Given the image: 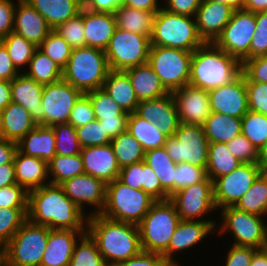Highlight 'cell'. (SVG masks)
I'll use <instances>...</instances> for the list:
<instances>
[{
	"label": "cell",
	"mask_w": 267,
	"mask_h": 266,
	"mask_svg": "<svg viewBox=\"0 0 267 266\" xmlns=\"http://www.w3.org/2000/svg\"><path fill=\"white\" fill-rule=\"evenodd\" d=\"M87 214L60 185L48 184L28 191L27 219L50 229L86 230Z\"/></svg>",
	"instance_id": "cell-1"
},
{
	"label": "cell",
	"mask_w": 267,
	"mask_h": 266,
	"mask_svg": "<svg viewBox=\"0 0 267 266\" xmlns=\"http://www.w3.org/2000/svg\"><path fill=\"white\" fill-rule=\"evenodd\" d=\"M86 232L108 266H116L142 251L138 225L96 214L88 216Z\"/></svg>",
	"instance_id": "cell-2"
},
{
	"label": "cell",
	"mask_w": 267,
	"mask_h": 266,
	"mask_svg": "<svg viewBox=\"0 0 267 266\" xmlns=\"http://www.w3.org/2000/svg\"><path fill=\"white\" fill-rule=\"evenodd\" d=\"M242 72V64L215 43L205 42L192 54L189 85L211 90L229 84Z\"/></svg>",
	"instance_id": "cell-3"
},
{
	"label": "cell",
	"mask_w": 267,
	"mask_h": 266,
	"mask_svg": "<svg viewBox=\"0 0 267 266\" xmlns=\"http://www.w3.org/2000/svg\"><path fill=\"white\" fill-rule=\"evenodd\" d=\"M180 221L170 199L156 200L138 224L142 251L161 254L168 261V244Z\"/></svg>",
	"instance_id": "cell-4"
},
{
	"label": "cell",
	"mask_w": 267,
	"mask_h": 266,
	"mask_svg": "<svg viewBox=\"0 0 267 266\" xmlns=\"http://www.w3.org/2000/svg\"><path fill=\"white\" fill-rule=\"evenodd\" d=\"M151 46H164L194 52L205 42L200 37L195 17L171 13L164 8L155 14Z\"/></svg>",
	"instance_id": "cell-5"
},
{
	"label": "cell",
	"mask_w": 267,
	"mask_h": 266,
	"mask_svg": "<svg viewBox=\"0 0 267 266\" xmlns=\"http://www.w3.org/2000/svg\"><path fill=\"white\" fill-rule=\"evenodd\" d=\"M109 71L105 51L85 46L72 49L62 79L86 93L102 88Z\"/></svg>",
	"instance_id": "cell-6"
},
{
	"label": "cell",
	"mask_w": 267,
	"mask_h": 266,
	"mask_svg": "<svg viewBox=\"0 0 267 266\" xmlns=\"http://www.w3.org/2000/svg\"><path fill=\"white\" fill-rule=\"evenodd\" d=\"M156 200L142 189H133L118 178L106 185V202L101 215L138 225Z\"/></svg>",
	"instance_id": "cell-7"
},
{
	"label": "cell",
	"mask_w": 267,
	"mask_h": 266,
	"mask_svg": "<svg viewBox=\"0 0 267 266\" xmlns=\"http://www.w3.org/2000/svg\"><path fill=\"white\" fill-rule=\"evenodd\" d=\"M49 231L27 219L5 245L6 266H40Z\"/></svg>",
	"instance_id": "cell-8"
},
{
	"label": "cell",
	"mask_w": 267,
	"mask_h": 266,
	"mask_svg": "<svg viewBox=\"0 0 267 266\" xmlns=\"http://www.w3.org/2000/svg\"><path fill=\"white\" fill-rule=\"evenodd\" d=\"M220 215L223 222L220 229L216 228L218 235L229 231L233 235L234 245L256 249L267 247V222L263 216L247 213L235 206L222 208Z\"/></svg>",
	"instance_id": "cell-9"
},
{
	"label": "cell",
	"mask_w": 267,
	"mask_h": 266,
	"mask_svg": "<svg viewBox=\"0 0 267 266\" xmlns=\"http://www.w3.org/2000/svg\"><path fill=\"white\" fill-rule=\"evenodd\" d=\"M193 52L164 46H151L148 64L169 93L189 84Z\"/></svg>",
	"instance_id": "cell-10"
},
{
	"label": "cell",
	"mask_w": 267,
	"mask_h": 266,
	"mask_svg": "<svg viewBox=\"0 0 267 266\" xmlns=\"http://www.w3.org/2000/svg\"><path fill=\"white\" fill-rule=\"evenodd\" d=\"M164 148L174 163H189L207 168L209 142L202 125L180 123L174 136L167 137Z\"/></svg>",
	"instance_id": "cell-11"
},
{
	"label": "cell",
	"mask_w": 267,
	"mask_h": 266,
	"mask_svg": "<svg viewBox=\"0 0 267 266\" xmlns=\"http://www.w3.org/2000/svg\"><path fill=\"white\" fill-rule=\"evenodd\" d=\"M150 48L149 36L116 28L105 50L109 69L124 71L148 63Z\"/></svg>",
	"instance_id": "cell-12"
},
{
	"label": "cell",
	"mask_w": 267,
	"mask_h": 266,
	"mask_svg": "<svg viewBox=\"0 0 267 266\" xmlns=\"http://www.w3.org/2000/svg\"><path fill=\"white\" fill-rule=\"evenodd\" d=\"M255 27V13L245 9L233 11L229 23L214 43L242 64L250 59V44Z\"/></svg>",
	"instance_id": "cell-13"
},
{
	"label": "cell",
	"mask_w": 267,
	"mask_h": 266,
	"mask_svg": "<svg viewBox=\"0 0 267 266\" xmlns=\"http://www.w3.org/2000/svg\"><path fill=\"white\" fill-rule=\"evenodd\" d=\"M170 200L174 203L181 220L216 221L207 220L204 217L217 210L214 202L213 181L209 178L181 189L174 193Z\"/></svg>",
	"instance_id": "cell-14"
},
{
	"label": "cell",
	"mask_w": 267,
	"mask_h": 266,
	"mask_svg": "<svg viewBox=\"0 0 267 266\" xmlns=\"http://www.w3.org/2000/svg\"><path fill=\"white\" fill-rule=\"evenodd\" d=\"M262 173L258 164L241 163L231 173L213 181L214 202L217 210L235 206Z\"/></svg>",
	"instance_id": "cell-15"
},
{
	"label": "cell",
	"mask_w": 267,
	"mask_h": 266,
	"mask_svg": "<svg viewBox=\"0 0 267 266\" xmlns=\"http://www.w3.org/2000/svg\"><path fill=\"white\" fill-rule=\"evenodd\" d=\"M83 93L61 79L44 85L41 103L44 110V126L68 123L75 102Z\"/></svg>",
	"instance_id": "cell-16"
},
{
	"label": "cell",
	"mask_w": 267,
	"mask_h": 266,
	"mask_svg": "<svg viewBox=\"0 0 267 266\" xmlns=\"http://www.w3.org/2000/svg\"><path fill=\"white\" fill-rule=\"evenodd\" d=\"M106 185L100 179L89 174L75 176L60 186L65 194L84 212V204L96 207L87 216L101 214L106 202Z\"/></svg>",
	"instance_id": "cell-17"
},
{
	"label": "cell",
	"mask_w": 267,
	"mask_h": 266,
	"mask_svg": "<svg viewBox=\"0 0 267 266\" xmlns=\"http://www.w3.org/2000/svg\"><path fill=\"white\" fill-rule=\"evenodd\" d=\"M211 112L243 118L249 111L244 74L229 84L208 91Z\"/></svg>",
	"instance_id": "cell-18"
},
{
	"label": "cell",
	"mask_w": 267,
	"mask_h": 266,
	"mask_svg": "<svg viewBox=\"0 0 267 266\" xmlns=\"http://www.w3.org/2000/svg\"><path fill=\"white\" fill-rule=\"evenodd\" d=\"M180 123L203 125L211 115L207 90L185 85L172 93Z\"/></svg>",
	"instance_id": "cell-19"
},
{
	"label": "cell",
	"mask_w": 267,
	"mask_h": 266,
	"mask_svg": "<svg viewBox=\"0 0 267 266\" xmlns=\"http://www.w3.org/2000/svg\"><path fill=\"white\" fill-rule=\"evenodd\" d=\"M135 113L146 121L153 122L167 137L174 136L180 125L172 93L156 99L139 101Z\"/></svg>",
	"instance_id": "cell-20"
},
{
	"label": "cell",
	"mask_w": 267,
	"mask_h": 266,
	"mask_svg": "<svg viewBox=\"0 0 267 266\" xmlns=\"http://www.w3.org/2000/svg\"><path fill=\"white\" fill-rule=\"evenodd\" d=\"M216 223V221L181 220L168 244V262L172 266H181L174 258L175 254L193 248L211 232L215 233L218 226Z\"/></svg>",
	"instance_id": "cell-21"
},
{
	"label": "cell",
	"mask_w": 267,
	"mask_h": 266,
	"mask_svg": "<svg viewBox=\"0 0 267 266\" xmlns=\"http://www.w3.org/2000/svg\"><path fill=\"white\" fill-rule=\"evenodd\" d=\"M80 155L85 174L100 179L105 184L111 183L119 177L121 168L117 163L111 144L82 148Z\"/></svg>",
	"instance_id": "cell-22"
},
{
	"label": "cell",
	"mask_w": 267,
	"mask_h": 266,
	"mask_svg": "<svg viewBox=\"0 0 267 266\" xmlns=\"http://www.w3.org/2000/svg\"><path fill=\"white\" fill-rule=\"evenodd\" d=\"M233 10L227 4L202 0L195 20L204 42L214 43L229 23Z\"/></svg>",
	"instance_id": "cell-23"
},
{
	"label": "cell",
	"mask_w": 267,
	"mask_h": 266,
	"mask_svg": "<svg viewBox=\"0 0 267 266\" xmlns=\"http://www.w3.org/2000/svg\"><path fill=\"white\" fill-rule=\"evenodd\" d=\"M53 29L26 0H17L13 32L39 47Z\"/></svg>",
	"instance_id": "cell-24"
},
{
	"label": "cell",
	"mask_w": 267,
	"mask_h": 266,
	"mask_svg": "<svg viewBox=\"0 0 267 266\" xmlns=\"http://www.w3.org/2000/svg\"><path fill=\"white\" fill-rule=\"evenodd\" d=\"M44 85L27 77L23 72L11 81V102L24 107L37 125L44 126V110L41 103Z\"/></svg>",
	"instance_id": "cell-25"
},
{
	"label": "cell",
	"mask_w": 267,
	"mask_h": 266,
	"mask_svg": "<svg viewBox=\"0 0 267 266\" xmlns=\"http://www.w3.org/2000/svg\"><path fill=\"white\" fill-rule=\"evenodd\" d=\"M86 230L50 229L40 266H69L73 249Z\"/></svg>",
	"instance_id": "cell-26"
},
{
	"label": "cell",
	"mask_w": 267,
	"mask_h": 266,
	"mask_svg": "<svg viewBox=\"0 0 267 266\" xmlns=\"http://www.w3.org/2000/svg\"><path fill=\"white\" fill-rule=\"evenodd\" d=\"M86 46L106 50L116 29L113 13L93 12L83 7Z\"/></svg>",
	"instance_id": "cell-27"
},
{
	"label": "cell",
	"mask_w": 267,
	"mask_h": 266,
	"mask_svg": "<svg viewBox=\"0 0 267 266\" xmlns=\"http://www.w3.org/2000/svg\"><path fill=\"white\" fill-rule=\"evenodd\" d=\"M14 165L16 182L27 191L50 184L48 163L42 159L27 156L17 150Z\"/></svg>",
	"instance_id": "cell-28"
},
{
	"label": "cell",
	"mask_w": 267,
	"mask_h": 266,
	"mask_svg": "<svg viewBox=\"0 0 267 266\" xmlns=\"http://www.w3.org/2000/svg\"><path fill=\"white\" fill-rule=\"evenodd\" d=\"M18 150L49 163L56 155V138L52 127L37 125L18 143Z\"/></svg>",
	"instance_id": "cell-29"
},
{
	"label": "cell",
	"mask_w": 267,
	"mask_h": 266,
	"mask_svg": "<svg viewBox=\"0 0 267 266\" xmlns=\"http://www.w3.org/2000/svg\"><path fill=\"white\" fill-rule=\"evenodd\" d=\"M37 126L31 114L19 104L11 102L1 112L0 137L19 142Z\"/></svg>",
	"instance_id": "cell-30"
},
{
	"label": "cell",
	"mask_w": 267,
	"mask_h": 266,
	"mask_svg": "<svg viewBox=\"0 0 267 266\" xmlns=\"http://www.w3.org/2000/svg\"><path fill=\"white\" fill-rule=\"evenodd\" d=\"M124 72L128 75L139 101L156 99L169 94L148 63L128 68Z\"/></svg>",
	"instance_id": "cell-31"
},
{
	"label": "cell",
	"mask_w": 267,
	"mask_h": 266,
	"mask_svg": "<svg viewBox=\"0 0 267 266\" xmlns=\"http://www.w3.org/2000/svg\"><path fill=\"white\" fill-rule=\"evenodd\" d=\"M54 30L60 24L76 17L83 8V0H26Z\"/></svg>",
	"instance_id": "cell-32"
},
{
	"label": "cell",
	"mask_w": 267,
	"mask_h": 266,
	"mask_svg": "<svg viewBox=\"0 0 267 266\" xmlns=\"http://www.w3.org/2000/svg\"><path fill=\"white\" fill-rule=\"evenodd\" d=\"M102 88L125 112L130 114L136 111L139 100L124 71L110 70Z\"/></svg>",
	"instance_id": "cell-33"
},
{
	"label": "cell",
	"mask_w": 267,
	"mask_h": 266,
	"mask_svg": "<svg viewBox=\"0 0 267 266\" xmlns=\"http://www.w3.org/2000/svg\"><path fill=\"white\" fill-rule=\"evenodd\" d=\"M157 12L135 9L122 4L114 13L116 28L151 37Z\"/></svg>",
	"instance_id": "cell-34"
},
{
	"label": "cell",
	"mask_w": 267,
	"mask_h": 266,
	"mask_svg": "<svg viewBox=\"0 0 267 266\" xmlns=\"http://www.w3.org/2000/svg\"><path fill=\"white\" fill-rule=\"evenodd\" d=\"M202 126L209 143H228L241 134L242 120L241 118L211 112Z\"/></svg>",
	"instance_id": "cell-35"
},
{
	"label": "cell",
	"mask_w": 267,
	"mask_h": 266,
	"mask_svg": "<svg viewBox=\"0 0 267 266\" xmlns=\"http://www.w3.org/2000/svg\"><path fill=\"white\" fill-rule=\"evenodd\" d=\"M144 161L159 178L162 189L171 197L175 193V168L164 147L145 152Z\"/></svg>",
	"instance_id": "cell-36"
},
{
	"label": "cell",
	"mask_w": 267,
	"mask_h": 266,
	"mask_svg": "<svg viewBox=\"0 0 267 266\" xmlns=\"http://www.w3.org/2000/svg\"><path fill=\"white\" fill-rule=\"evenodd\" d=\"M127 132L130 133L146 151L164 147L165 136L153 122H148L135 112L129 114Z\"/></svg>",
	"instance_id": "cell-37"
},
{
	"label": "cell",
	"mask_w": 267,
	"mask_h": 266,
	"mask_svg": "<svg viewBox=\"0 0 267 266\" xmlns=\"http://www.w3.org/2000/svg\"><path fill=\"white\" fill-rule=\"evenodd\" d=\"M241 163L230 153L226 143H209L207 176L214 181L216 178L234 171Z\"/></svg>",
	"instance_id": "cell-38"
},
{
	"label": "cell",
	"mask_w": 267,
	"mask_h": 266,
	"mask_svg": "<svg viewBox=\"0 0 267 266\" xmlns=\"http://www.w3.org/2000/svg\"><path fill=\"white\" fill-rule=\"evenodd\" d=\"M24 74L42 85L53 84L62 79V69L37 48Z\"/></svg>",
	"instance_id": "cell-39"
},
{
	"label": "cell",
	"mask_w": 267,
	"mask_h": 266,
	"mask_svg": "<svg viewBox=\"0 0 267 266\" xmlns=\"http://www.w3.org/2000/svg\"><path fill=\"white\" fill-rule=\"evenodd\" d=\"M239 210L267 217V173L262 172L235 204Z\"/></svg>",
	"instance_id": "cell-40"
},
{
	"label": "cell",
	"mask_w": 267,
	"mask_h": 266,
	"mask_svg": "<svg viewBox=\"0 0 267 266\" xmlns=\"http://www.w3.org/2000/svg\"><path fill=\"white\" fill-rule=\"evenodd\" d=\"M48 169L49 182L53 185H61L66 180L85 173L80 154L71 156L56 154L48 163Z\"/></svg>",
	"instance_id": "cell-41"
},
{
	"label": "cell",
	"mask_w": 267,
	"mask_h": 266,
	"mask_svg": "<svg viewBox=\"0 0 267 266\" xmlns=\"http://www.w3.org/2000/svg\"><path fill=\"white\" fill-rule=\"evenodd\" d=\"M110 144L120 168L144 160L145 150L127 131L112 139Z\"/></svg>",
	"instance_id": "cell-42"
},
{
	"label": "cell",
	"mask_w": 267,
	"mask_h": 266,
	"mask_svg": "<svg viewBox=\"0 0 267 266\" xmlns=\"http://www.w3.org/2000/svg\"><path fill=\"white\" fill-rule=\"evenodd\" d=\"M0 42L5 46L16 69L22 73L26 66L29 65L35 50L38 48L33 43L26 40L23 36L11 32Z\"/></svg>",
	"instance_id": "cell-43"
},
{
	"label": "cell",
	"mask_w": 267,
	"mask_h": 266,
	"mask_svg": "<svg viewBox=\"0 0 267 266\" xmlns=\"http://www.w3.org/2000/svg\"><path fill=\"white\" fill-rule=\"evenodd\" d=\"M84 94L90 99L95 119H129V113L125 112L103 88Z\"/></svg>",
	"instance_id": "cell-44"
},
{
	"label": "cell",
	"mask_w": 267,
	"mask_h": 266,
	"mask_svg": "<svg viewBox=\"0 0 267 266\" xmlns=\"http://www.w3.org/2000/svg\"><path fill=\"white\" fill-rule=\"evenodd\" d=\"M69 266H108V264L99 252L95 241L86 232L76 242Z\"/></svg>",
	"instance_id": "cell-45"
},
{
	"label": "cell",
	"mask_w": 267,
	"mask_h": 266,
	"mask_svg": "<svg viewBox=\"0 0 267 266\" xmlns=\"http://www.w3.org/2000/svg\"><path fill=\"white\" fill-rule=\"evenodd\" d=\"M241 120V134L259 151L267 140V116L249 110Z\"/></svg>",
	"instance_id": "cell-46"
},
{
	"label": "cell",
	"mask_w": 267,
	"mask_h": 266,
	"mask_svg": "<svg viewBox=\"0 0 267 266\" xmlns=\"http://www.w3.org/2000/svg\"><path fill=\"white\" fill-rule=\"evenodd\" d=\"M62 70L66 67L72 48L62 36L52 30L38 47Z\"/></svg>",
	"instance_id": "cell-47"
},
{
	"label": "cell",
	"mask_w": 267,
	"mask_h": 266,
	"mask_svg": "<svg viewBox=\"0 0 267 266\" xmlns=\"http://www.w3.org/2000/svg\"><path fill=\"white\" fill-rule=\"evenodd\" d=\"M28 208H0V244L6 245L27 220Z\"/></svg>",
	"instance_id": "cell-48"
},
{
	"label": "cell",
	"mask_w": 267,
	"mask_h": 266,
	"mask_svg": "<svg viewBox=\"0 0 267 266\" xmlns=\"http://www.w3.org/2000/svg\"><path fill=\"white\" fill-rule=\"evenodd\" d=\"M56 138V154L71 156L80 154L77 130L69 123L55 124L52 126Z\"/></svg>",
	"instance_id": "cell-49"
},
{
	"label": "cell",
	"mask_w": 267,
	"mask_h": 266,
	"mask_svg": "<svg viewBox=\"0 0 267 266\" xmlns=\"http://www.w3.org/2000/svg\"><path fill=\"white\" fill-rule=\"evenodd\" d=\"M54 31L64 38L72 49L85 47V31L83 23V8L76 17L57 26Z\"/></svg>",
	"instance_id": "cell-50"
},
{
	"label": "cell",
	"mask_w": 267,
	"mask_h": 266,
	"mask_svg": "<svg viewBox=\"0 0 267 266\" xmlns=\"http://www.w3.org/2000/svg\"><path fill=\"white\" fill-rule=\"evenodd\" d=\"M207 178V168L185 162L177 163L175 168V193L185 187L205 181Z\"/></svg>",
	"instance_id": "cell-51"
},
{
	"label": "cell",
	"mask_w": 267,
	"mask_h": 266,
	"mask_svg": "<svg viewBox=\"0 0 267 266\" xmlns=\"http://www.w3.org/2000/svg\"><path fill=\"white\" fill-rule=\"evenodd\" d=\"M78 140L82 148L91 146H102L111 143V139L105 132L99 120L95 119L88 124L76 128Z\"/></svg>",
	"instance_id": "cell-52"
},
{
	"label": "cell",
	"mask_w": 267,
	"mask_h": 266,
	"mask_svg": "<svg viewBox=\"0 0 267 266\" xmlns=\"http://www.w3.org/2000/svg\"><path fill=\"white\" fill-rule=\"evenodd\" d=\"M256 27L250 44V59L267 55V11L255 13Z\"/></svg>",
	"instance_id": "cell-53"
},
{
	"label": "cell",
	"mask_w": 267,
	"mask_h": 266,
	"mask_svg": "<svg viewBox=\"0 0 267 266\" xmlns=\"http://www.w3.org/2000/svg\"><path fill=\"white\" fill-rule=\"evenodd\" d=\"M226 144L230 153H232L240 163H258L259 151L243 134H239Z\"/></svg>",
	"instance_id": "cell-54"
},
{
	"label": "cell",
	"mask_w": 267,
	"mask_h": 266,
	"mask_svg": "<svg viewBox=\"0 0 267 266\" xmlns=\"http://www.w3.org/2000/svg\"><path fill=\"white\" fill-rule=\"evenodd\" d=\"M0 208H28V191L18 184L0 188Z\"/></svg>",
	"instance_id": "cell-55"
},
{
	"label": "cell",
	"mask_w": 267,
	"mask_h": 266,
	"mask_svg": "<svg viewBox=\"0 0 267 266\" xmlns=\"http://www.w3.org/2000/svg\"><path fill=\"white\" fill-rule=\"evenodd\" d=\"M248 108L267 116V83L245 82Z\"/></svg>",
	"instance_id": "cell-56"
},
{
	"label": "cell",
	"mask_w": 267,
	"mask_h": 266,
	"mask_svg": "<svg viewBox=\"0 0 267 266\" xmlns=\"http://www.w3.org/2000/svg\"><path fill=\"white\" fill-rule=\"evenodd\" d=\"M95 120L93 107L90 99L83 93L75 102L70 113L68 123L74 128H79Z\"/></svg>",
	"instance_id": "cell-57"
},
{
	"label": "cell",
	"mask_w": 267,
	"mask_h": 266,
	"mask_svg": "<svg viewBox=\"0 0 267 266\" xmlns=\"http://www.w3.org/2000/svg\"><path fill=\"white\" fill-rule=\"evenodd\" d=\"M245 82L267 83V55L247 59L242 63Z\"/></svg>",
	"instance_id": "cell-58"
},
{
	"label": "cell",
	"mask_w": 267,
	"mask_h": 266,
	"mask_svg": "<svg viewBox=\"0 0 267 266\" xmlns=\"http://www.w3.org/2000/svg\"><path fill=\"white\" fill-rule=\"evenodd\" d=\"M143 191L155 200H168L170 196L162 189L159 178L143 160Z\"/></svg>",
	"instance_id": "cell-59"
},
{
	"label": "cell",
	"mask_w": 267,
	"mask_h": 266,
	"mask_svg": "<svg viewBox=\"0 0 267 266\" xmlns=\"http://www.w3.org/2000/svg\"><path fill=\"white\" fill-rule=\"evenodd\" d=\"M257 249L251 246H238L232 244L227 257H225V265L223 266H250L252 256Z\"/></svg>",
	"instance_id": "cell-60"
},
{
	"label": "cell",
	"mask_w": 267,
	"mask_h": 266,
	"mask_svg": "<svg viewBox=\"0 0 267 266\" xmlns=\"http://www.w3.org/2000/svg\"><path fill=\"white\" fill-rule=\"evenodd\" d=\"M118 179L130 188L143 190V161L121 168Z\"/></svg>",
	"instance_id": "cell-61"
},
{
	"label": "cell",
	"mask_w": 267,
	"mask_h": 266,
	"mask_svg": "<svg viewBox=\"0 0 267 266\" xmlns=\"http://www.w3.org/2000/svg\"><path fill=\"white\" fill-rule=\"evenodd\" d=\"M116 266H172L161 254L141 251L138 255Z\"/></svg>",
	"instance_id": "cell-62"
},
{
	"label": "cell",
	"mask_w": 267,
	"mask_h": 266,
	"mask_svg": "<svg viewBox=\"0 0 267 266\" xmlns=\"http://www.w3.org/2000/svg\"><path fill=\"white\" fill-rule=\"evenodd\" d=\"M16 4L17 1L0 0V40L13 32Z\"/></svg>",
	"instance_id": "cell-63"
},
{
	"label": "cell",
	"mask_w": 267,
	"mask_h": 266,
	"mask_svg": "<svg viewBox=\"0 0 267 266\" xmlns=\"http://www.w3.org/2000/svg\"><path fill=\"white\" fill-rule=\"evenodd\" d=\"M202 0H165V5L162 8L179 15L195 17Z\"/></svg>",
	"instance_id": "cell-64"
},
{
	"label": "cell",
	"mask_w": 267,
	"mask_h": 266,
	"mask_svg": "<svg viewBox=\"0 0 267 266\" xmlns=\"http://www.w3.org/2000/svg\"><path fill=\"white\" fill-rule=\"evenodd\" d=\"M19 74L5 46L0 42V80L12 81Z\"/></svg>",
	"instance_id": "cell-65"
},
{
	"label": "cell",
	"mask_w": 267,
	"mask_h": 266,
	"mask_svg": "<svg viewBox=\"0 0 267 266\" xmlns=\"http://www.w3.org/2000/svg\"><path fill=\"white\" fill-rule=\"evenodd\" d=\"M124 0H83V7L93 12L115 13Z\"/></svg>",
	"instance_id": "cell-66"
},
{
	"label": "cell",
	"mask_w": 267,
	"mask_h": 266,
	"mask_svg": "<svg viewBox=\"0 0 267 266\" xmlns=\"http://www.w3.org/2000/svg\"><path fill=\"white\" fill-rule=\"evenodd\" d=\"M99 123L112 140L127 131L128 119H101Z\"/></svg>",
	"instance_id": "cell-67"
},
{
	"label": "cell",
	"mask_w": 267,
	"mask_h": 266,
	"mask_svg": "<svg viewBox=\"0 0 267 266\" xmlns=\"http://www.w3.org/2000/svg\"><path fill=\"white\" fill-rule=\"evenodd\" d=\"M17 150V142L0 137V165L14 164V157Z\"/></svg>",
	"instance_id": "cell-68"
},
{
	"label": "cell",
	"mask_w": 267,
	"mask_h": 266,
	"mask_svg": "<svg viewBox=\"0 0 267 266\" xmlns=\"http://www.w3.org/2000/svg\"><path fill=\"white\" fill-rule=\"evenodd\" d=\"M159 0H124L123 5L146 11H158L162 6Z\"/></svg>",
	"instance_id": "cell-69"
},
{
	"label": "cell",
	"mask_w": 267,
	"mask_h": 266,
	"mask_svg": "<svg viewBox=\"0 0 267 266\" xmlns=\"http://www.w3.org/2000/svg\"><path fill=\"white\" fill-rule=\"evenodd\" d=\"M14 184H17L15 179V165H0V188Z\"/></svg>",
	"instance_id": "cell-70"
},
{
	"label": "cell",
	"mask_w": 267,
	"mask_h": 266,
	"mask_svg": "<svg viewBox=\"0 0 267 266\" xmlns=\"http://www.w3.org/2000/svg\"><path fill=\"white\" fill-rule=\"evenodd\" d=\"M11 103V81L0 80V110Z\"/></svg>",
	"instance_id": "cell-71"
},
{
	"label": "cell",
	"mask_w": 267,
	"mask_h": 266,
	"mask_svg": "<svg viewBox=\"0 0 267 266\" xmlns=\"http://www.w3.org/2000/svg\"><path fill=\"white\" fill-rule=\"evenodd\" d=\"M244 9L253 13L267 11V0H245Z\"/></svg>",
	"instance_id": "cell-72"
},
{
	"label": "cell",
	"mask_w": 267,
	"mask_h": 266,
	"mask_svg": "<svg viewBox=\"0 0 267 266\" xmlns=\"http://www.w3.org/2000/svg\"><path fill=\"white\" fill-rule=\"evenodd\" d=\"M250 266H267V247L254 252Z\"/></svg>",
	"instance_id": "cell-73"
},
{
	"label": "cell",
	"mask_w": 267,
	"mask_h": 266,
	"mask_svg": "<svg viewBox=\"0 0 267 266\" xmlns=\"http://www.w3.org/2000/svg\"><path fill=\"white\" fill-rule=\"evenodd\" d=\"M220 4H227L233 11L244 9L245 0H208Z\"/></svg>",
	"instance_id": "cell-74"
},
{
	"label": "cell",
	"mask_w": 267,
	"mask_h": 266,
	"mask_svg": "<svg viewBox=\"0 0 267 266\" xmlns=\"http://www.w3.org/2000/svg\"><path fill=\"white\" fill-rule=\"evenodd\" d=\"M257 164L260 166L262 172L267 173V140L259 150V159Z\"/></svg>",
	"instance_id": "cell-75"
},
{
	"label": "cell",
	"mask_w": 267,
	"mask_h": 266,
	"mask_svg": "<svg viewBox=\"0 0 267 266\" xmlns=\"http://www.w3.org/2000/svg\"><path fill=\"white\" fill-rule=\"evenodd\" d=\"M6 265L5 246L0 244V266Z\"/></svg>",
	"instance_id": "cell-76"
}]
</instances>
